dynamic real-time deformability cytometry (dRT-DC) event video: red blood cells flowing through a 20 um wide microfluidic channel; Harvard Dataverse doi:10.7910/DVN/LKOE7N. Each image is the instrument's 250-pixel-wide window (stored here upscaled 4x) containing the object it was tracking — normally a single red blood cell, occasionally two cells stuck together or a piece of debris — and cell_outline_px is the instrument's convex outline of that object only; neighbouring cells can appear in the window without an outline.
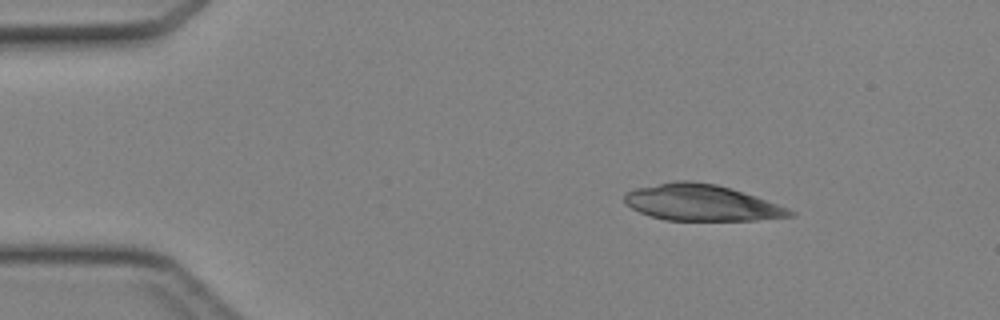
{"species": "Egyptian fruit bat (a non-hibernating species)", "species_latin": "Rousettus aegyptiacus", "temperature_condition": "cold", "stored_images_in_passage": 39, "camera_frame_rate_fps": 3000, "um_per_image_px": 0.085, "animal": {"sex": "female"}, "frame": {"image": 1, "passage_image": 1, "time_ms": 0.0, "image_size_px": [1000, 320], "cell_outline_px": [[796, 212], [792, 216], [756, 220], [664, 220], [640, 212], [632, 208], [624, 200], [624, 196], [628, 192], [636, 188], [676, 180], [688, 180], [716, 184], [756, 196], [788, 208]], "centroid_in_image_um": [59.64, 17.23], "position_along_channel_um": 25.4, "area_um2": 34.56}}
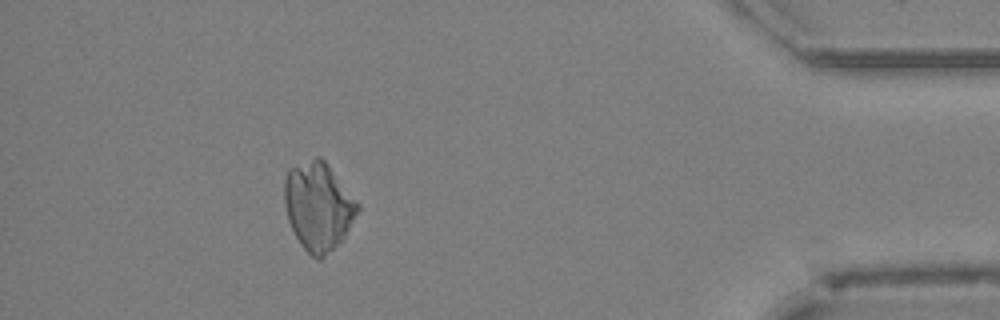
{"frame": {"image": 2, "passage_image": 35, "time_ms": 11.333, "image_size_px": [1000, 320], "cell_outline_px": [[360, 208], [344, 240], [320, 260], [312, 256], [300, 244], [288, 220], [284, 204], [284, 180], [288, 168], [316, 156], [320, 156], [328, 164], [360, 204]], "centroid_in_image_um": [27.06, 17.53], "position_along_channel_um": 408.1, "area_um2": 37.97}}